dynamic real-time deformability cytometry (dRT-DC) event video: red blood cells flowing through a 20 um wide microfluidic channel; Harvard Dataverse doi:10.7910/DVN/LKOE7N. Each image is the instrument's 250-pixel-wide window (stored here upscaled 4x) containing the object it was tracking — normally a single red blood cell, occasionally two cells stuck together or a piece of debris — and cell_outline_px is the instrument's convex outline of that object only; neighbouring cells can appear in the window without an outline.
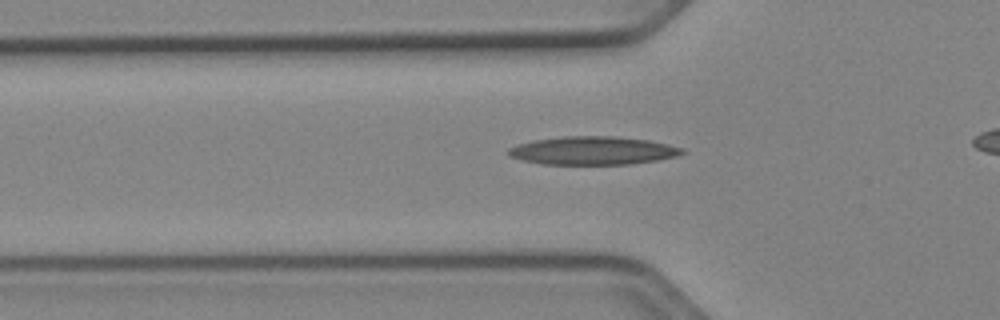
{"species": "Egyptian fruit bat (a non-hibernating species)", "species_latin": "Rousettus aegyptiacus", "temperature_condition": "cold", "stored_images_in_passage": 39, "camera_frame_rate_fps": 3000, "um_per_image_px": 0.085, "animal": {"sex": "female"}, "frame": {"image": 1, "passage_image": 11, "time_ms": 3.333, "image_size_px": [1000, 320], "cell_outline_px": [[684, 152], [676, 156], [656, 160], [628, 164], [540, 164], [508, 156], [508, 148], [516, 144], [532, 140], [560, 136], [616, 136], [648, 140], [668, 144], [684, 148]], "centroid_in_image_um": [50.35, 12.79], "position_along_channel_um": 75.5, "area_um2": 28.67}}
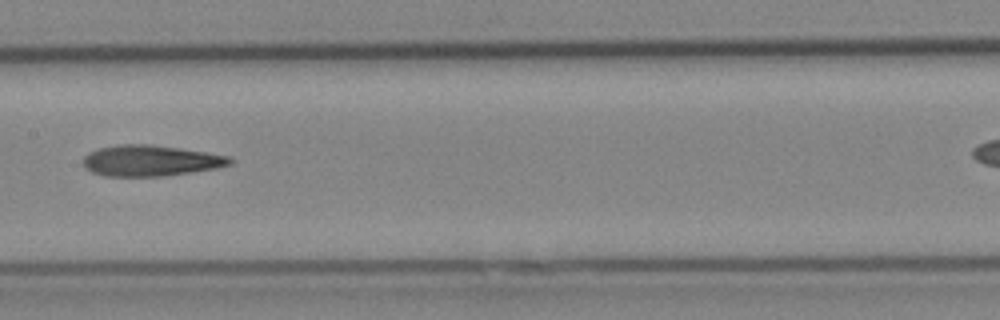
{"frame": {"image": 2, "passage_image": 20, "time_ms": 6.333, "image_size_px": [1000, 320], "cell_outline_px": [[236, 160], [232, 164], [216, 168], [192, 172], [164, 176], [104, 176], [92, 172], [84, 168], [84, 156], [88, 152], [100, 148], [120, 144], [152, 144], [180, 148], [232, 156]], "centroid_in_image_um": [12.84, 13.65], "position_along_channel_um": 194.6, "area_um2": 26.7}}
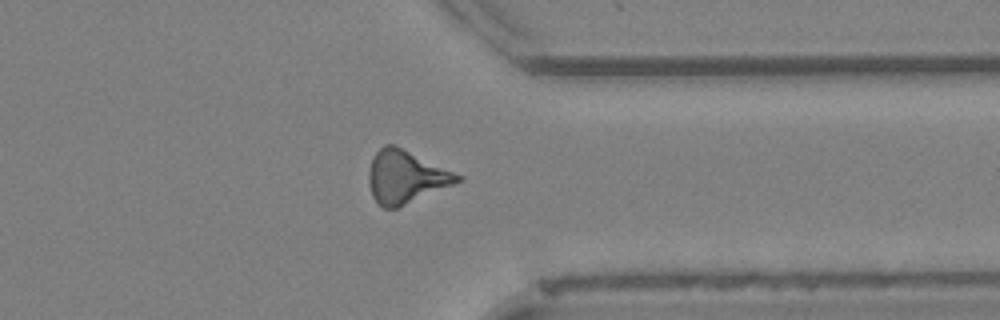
{"frame": {"image": 3, "passage_image": 34, "time_ms": 11.0, "image_size_px": [1000, 320], "cell_outline_px": [[464, 180], [396, 208], [384, 208], [372, 196], [368, 184], [368, 172], [372, 160], [376, 152], [384, 144], [392, 144], [464, 176]], "centroid_in_image_um": [34.49, 15.04], "position_along_channel_um": 376.9, "area_um2": 26.93}, "authors_computed_cell_mechanics": {"area_um2": 26.588, "velocity_mm_per_s": 3.9746, "shape_relaxation_time_tau1_ms": null, "shape_relaxation_time_tau2_ms": 6.1889, "deformation_change_tau1": null, "deformation_change_tau2": 0.2048}}